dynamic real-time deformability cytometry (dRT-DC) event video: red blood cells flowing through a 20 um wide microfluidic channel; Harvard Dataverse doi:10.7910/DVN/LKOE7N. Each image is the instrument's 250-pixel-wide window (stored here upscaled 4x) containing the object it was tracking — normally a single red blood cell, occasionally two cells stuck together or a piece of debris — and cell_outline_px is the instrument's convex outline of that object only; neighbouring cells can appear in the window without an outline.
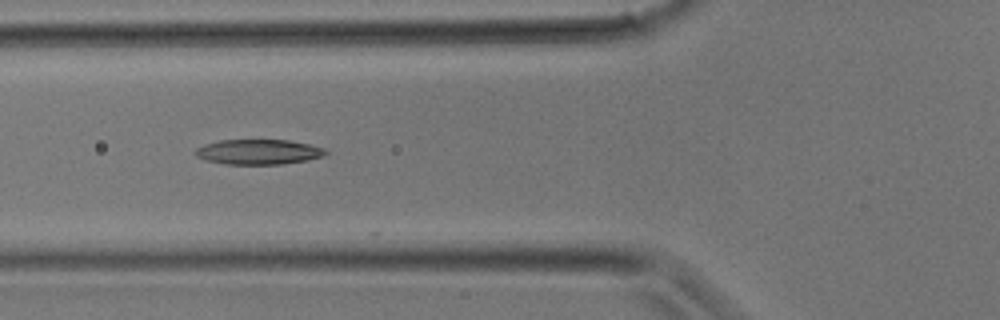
{"species": "common noctule bat (a hibernating species)", "species_latin": "Nyctalus noctula", "temperature_condition": "room temperature", "stored_images_in_passage": 15, "camera_frame_rate_fps": 3000, "um_per_image_px": 0.085, "animal": {"sex": "male", "body_mass_g": 17.9}, "frame": {"image": 1, "passage_image": 12, "time_ms": 3.667, "image_size_px": [1000, 320], "cell_outline_px": [[328, 152], [324, 156], [308, 160], [280, 164], [224, 164], [208, 160], [196, 156], [192, 152], [196, 148], [204, 144], [220, 140], [288, 140], [308, 144], [324, 148]], "centroid_in_image_um": [21.95, 12.91], "position_along_channel_um": 103.8, "area_um2": 19.02}}
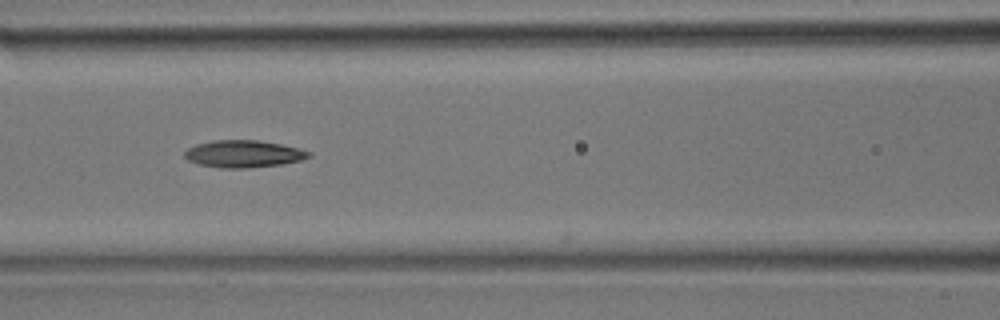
{"frame": {"image": 2, "passage_image": 14, "time_ms": 4.333, "image_size_px": [1000, 320], "cell_outline_px": [[312, 156], [300, 160], [280, 164], [248, 168], [220, 168], [200, 164], [188, 160], [184, 156], [184, 152], [188, 148], [196, 144], [212, 140], [260, 140], [280, 144], [312, 152]], "centroid_in_image_um": [20.68, 13.07], "position_along_channel_um": 145.9, "area_um2": 19.59}}